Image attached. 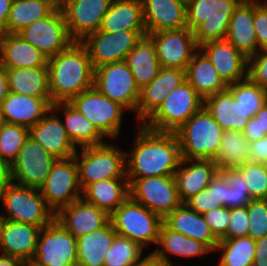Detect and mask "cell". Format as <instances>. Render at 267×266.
Wrapping results in <instances>:
<instances>
[{
    "mask_svg": "<svg viewBox=\"0 0 267 266\" xmlns=\"http://www.w3.org/2000/svg\"><path fill=\"white\" fill-rule=\"evenodd\" d=\"M137 131L130 155L125 152L126 178L174 176L182 159L175 133L153 131L142 124Z\"/></svg>",
    "mask_w": 267,
    "mask_h": 266,
    "instance_id": "1",
    "label": "cell"
},
{
    "mask_svg": "<svg viewBox=\"0 0 267 266\" xmlns=\"http://www.w3.org/2000/svg\"><path fill=\"white\" fill-rule=\"evenodd\" d=\"M51 103L69 102L93 87L94 68L86 48L73 42L47 63Z\"/></svg>",
    "mask_w": 267,
    "mask_h": 266,
    "instance_id": "2",
    "label": "cell"
},
{
    "mask_svg": "<svg viewBox=\"0 0 267 266\" xmlns=\"http://www.w3.org/2000/svg\"><path fill=\"white\" fill-rule=\"evenodd\" d=\"M224 130L203 106L174 133L182 159L213 160Z\"/></svg>",
    "mask_w": 267,
    "mask_h": 266,
    "instance_id": "3",
    "label": "cell"
},
{
    "mask_svg": "<svg viewBox=\"0 0 267 266\" xmlns=\"http://www.w3.org/2000/svg\"><path fill=\"white\" fill-rule=\"evenodd\" d=\"M124 150L113 143L82 147L76 151L79 183L82 190L89 184L112 178H126Z\"/></svg>",
    "mask_w": 267,
    "mask_h": 266,
    "instance_id": "4",
    "label": "cell"
},
{
    "mask_svg": "<svg viewBox=\"0 0 267 266\" xmlns=\"http://www.w3.org/2000/svg\"><path fill=\"white\" fill-rule=\"evenodd\" d=\"M203 106L204 99L185 81L167 95L142 125L153 131L175 132Z\"/></svg>",
    "mask_w": 267,
    "mask_h": 266,
    "instance_id": "5",
    "label": "cell"
},
{
    "mask_svg": "<svg viewBox=\"0 0 267 266\" xmlns=\"http://www.w3.org/2000/svg\"><path fill=\"white\" fill-rule=\"evenodd\" d=\"M110 221L117 235L129 238L142 248L158 243L163 219L142 204L128 197L111 215Z\"/></svg>",
    "mask_w": 267,
    "mask_h": 266,
    "instance_id": "6",
    "label": "cell"
},
{
    "mask_svg": "<svg viewBox=\"0 0 267 266\" xmlns=\"http://www.w3.org/2000/svg\"><path fill=\"white\" fill-rule=\"evenodd\" d=\"M1 203L8 212L7 215H2L5 220L43 228L55 218V213L36 188L12 183L1 195Z\"/></svg>",
    "mask_w": 267,
    "mask_h": 266,
    "instance_id": "7",
    "label": "cell"
},
{
    "mask_svg": "<svg viewBox=\"0 0 267 266\" xmlns=\"http://www.w3.org/2000/svg\"><path fill=\"white\" fill-rule=\"evenodd\" d=\"M76 238L55 218L41 228L31 260L35 266H77Z\"/></svg>",
    "mask_w": 267,
    "mask_h": 266,
    "instance_id": "8",
    "label": "cell"
},
{
    "mask_svg": "<svg viewBox=\"0 0 267 266\" xmlns=\"http://www.w3.org/2000/svg\"><path fill=\"white\" fill-rule=\"evenodd\" d=\"M128 183L129 197L162 219L182 204L174 176L128 179Z\"/></svg>",
    "mask_w": 267,
    "mask_h": 266,
    "instance_id": "9",
    "label": "cell"
},
{
    "mask_svg": "<svg viewBox=\"0 0 267 266\" xmlns=\"http://www.w3.org/2000/svg\"><path fill=\"white\" fill-rule=\"evenodd\" d=\"M93 87L126 110L136 112L140 89L124 61L105 64L94 69Z\"/></svg>",
    "mask_w": 267,
    "mask_h": 266,
    "instance_id": "10",
    "label": "cell"
},
{
    "mask_svg": "<svg viewBox=\"0 0 267 266\" xmlns=\"http://www.w3.org/2000/svg\"><path fill=\"white\" fill-rule=\"evenodd\" d=\"M69 103L90 120L105 138L113 140L120 134L125 108L99 93L94 87L73 97Z\"/></svg>",
    "mask_w": 267,
    "mask_h": 266,
    "instance_id": "11",
    "label": "cell"
},
{
    "mask_svg": "<svg viewBox=\"0 0 267 266\" xmlns=\"http://www.w3.org/2000/svg\"><path fill=\"white\" fill-rule=\"evenodd\" d=\"M146 31H95L80 43L86 48L94 69L114 62L124 61L134 46L146 36Z\"/></svg>",
    "mask_w": 267,
    "mask_h": 266,
    "instance_id": "12",
    "label": "cell"
},
{
    "mask_svg": "<svg viewBox=\"0 0 267 266\" xmlns=\"http://www.w3.org/2000/svg\"><path fill=\"white\" fill-rule=\"evenodd\" d=\"M39 191L55 214L81 198L82 188L75 158L57 160Z\"/></svg>",
    "mask_w": 267,
    "mask_h": 266,
    "instance_id": "13",
    "label": "cell"
},
{
    "mask_svg": "<svg viewBox=\"0 0 267 266\" xmlns=\"http://www.w3.org/2000/svg\"><path fill=\"white\" fill-rule=\"evenodd\" d=\"M18 34L47 59L66 50L74 42L68 34L60 6H56L46 17L36 20Z\"/></svg>",
    "mask_w": 267,
    "mask_h": 266,
    "instance_id": "14",
    "label": "cell"
},
{
    "mask_svg": "<svg viewBox=\"0 0 267 266\" xmlns=\"http://www.w3.org/2000/svg\"><path fill=\"white\" fill-rule=\"evenodd\" d=\"M56 161L40 144L28 137L11 164L13 183L40 189Z\"/></svg>",
    "mask_w": 267,
    "mask_h": 266,
    "instance_id": "15",
    "label": "cell"
},
{
    "mask_svg": "<svg viewBox=\"0 0 267 266\" xmlns=\"http://www.w3.org/2000/svg\"><path fill=\"white\" fill-rule=\"evenodd\" d=\"M155 45L156 55L163 68L186 70L193 54L199 49L194 32L185 27L147 33Z\"/></svg>",
    "mask_w": 267,
    "mask_h": 266,
    "instance_id": "16",
    "label": "cell"
},
{
    "mask_svg": "<svg viewBox=\"0 0 267 266\" xmlns=\"http://www.w3.org/2000/svg\"><path fill=\"white\" fill-rule=\"evenodd\" d=\"M113 0H65L60 8L64 14L68 34L74 42L98 31L102 18Z\"/></svg>",
    "mask_w": 267,
    "mask_h": 266,
    "instance_id": "17",
    "label": "cell"
},
{
    "mask_svg": "<svg viewBox=\"0 0 267 266\" xmlns=\"http://www.w3.org/2000/svg\"><path fill=\"white\" fill-rule=\"evenodd\" d=\"M199 49L227 85L247 78L248 58L226 39L207 41L199 45Z\"/></svg>",
    "mask_w": 267,
    "mask_h": 266,
    "instance_id": "18",
    "label": "cell"
},
{
    "mask_svg": "<svg viewBox=\"0 0 267 266\" xmlns=\"http://www.w3.org/2000/svg\"><path fill=\"white\" fill-rule=\"evenodd\" d=\"M185 81L186 70L160 67L157 76L140 89L136 109L137 121L143 124L159 108L167 95Z\"/></svg>",
    "mask_w": 267,
    "mask_h": 266,
    "instance_id": "19",
    "label": "cell"
},
{
    "mask_svg": "<svg viewBox=\"0 0 267 266\" xmlns=\"http://www.w3.org/2000/svg\"><path fill=\"white\" fill-rule=\"evenodd\" d=\"M51 112L52 109L48 111L49 115L46 113L34 126L29 128V137L57 160L72 158L78 148L68 137L59 115Z\"/></svg>",
    "mask_w": 267,
    "mask_h": 266,
    "instance_id": "20",
    "label": "cell"
},
{
    "mask_svg": "<svg viewBox=\"0 0 267 266\" xmlns=\"http://www.w3.org/2000/svg\"><path fill=\"white\" fill-rule=\"evenodd\" d=\"M55 219L77 239L105 226L110 221V215L81 197L61 208Z\"/></svg>",
    "mask_w": 267,
    "mask_h": 266,
    "instance_id": "21",
    "label": "cell"
},
{
    "mask_svg": "<svg viewBox=\"0 0 267 266\" xmlns=\"http://www.w3.org/2000/svg\"><path fill=\"white\" fill-rule=\"evenodd\" d=\"M147 33L187 27V5L178 0H141Z\"/></svg>",
    "mask_w": 267,
    "mask_h": 266,
    "instance_id": "22",
    "label": "cell"
},
{
    "mask_svg": "<svg viewBox=\"0 0 267 266\" xmlns=\"http://www.w3.org/2000/svg\"><path fill=\"white\" fill-rule=\"evenodd\" d=\"M40 230V227L31 224L4 219L0 231L2 255L18 258L25 263L31 262Z\"/></svg>",
    "mask_w": 267,
    "mask_h": 266,
    "instance_id": "23",
    "label": "cell"
},
{
    "mask_svg": "<svg viewBox=\"0 0 267 266\" xmlns=\"http://www.w3.org/2000/svg\"><path fill=\"white\" fill-rule=\"evenodd\" d=\"M218 173L219 168L213 160L181 159L174 173L180 201L184 203L205 189Z\"/></svg>",
    "mask_w": 267,
    "mask_h": 266,
    "instance_id": "24",
    "label": "cell"
},
{
    "mask_svg": "<svg viewBox=\"0 0 267 266\" xmlns=\"http://www.w3.org/2000/svg\"><path fill=\"white\" fill-rule=\"evenodd\" d=\"M51 97H31L9 92L0 104L7 123L34 126L51 109Z\"/></svg>",
    "mask_w": 267,
    "mask_h": 266,
    "instance_id": "25",
    "label": "cell"
},
{
    "mask_svg": "<svg viewBox=\"0 0 267 266\" xmlns=\"http://www.w3.org/2000/svg\"><path fill=\"white\" fill-rule=\"evenodd\" d=\"M225 39L247 58L259 51L254 29V1H241L234 9Z\"/></svg>",
    "mask_w": 267,
    "mask_h": 266,
    "instance_id": "26",
    "label": "cell"
},
{
    "mask_svg": "<svg viewBox=\"0 0 267 266\" xmlns=\"http://www.w3.org/2000/svg\"><path fill=\"white\" fill-rule=\"evenodd\" d=\"M48 59L19 34H0V64L5 68L47 67Z\"/></svg>",
    "mask_w": 267,
    "mask_h": 266,
    "instance_id": "27",
    "label": "cell"
},
{
    "mask_svg": "<svg viewBox=\"0 0 267 266\" xmlns=\"http://www.w3.org/2000/svg\"><path fill=\"white\" fill-rule=\"evenodd\" d=\"M163 224L171 231L204 243L215 252L219 240L213 235L203 215L191 210L184 203L169 213L163 219Z\"/></svg>",
    "mask_w": 267,
    "mask_h": 266,
    "instance_id": "28",
    "label": "cell"
},
{
    "mask_svg": "<svg viewBox=\"0 0 267 266\" xmlns=\"http://www.w3.org/2000/svg\"><path fill=\"white\" fill-rule=\"evenodd\" d=\"M204 107L224 131L243 132L251 118L228 89L208 96Z\"/></svg>",
    "mask_w": 267,
    "mask_h": 266,
    "instance_id": "29",
    "label": "cell"
},
{
    "mask_svg": "<svg viewBox=\"0 0 267 266\" xmlns=\"http://www.w3.org/2000/svg\"><path fill=\"white\" fill-rule=\"evenodd\" d=\"M52 111H63V126L75 147L97 146L106 143L105 137L97 130L93 123L82 115L69 102H56L51 106ZM104 138V139H103ZM77 145V146H76Z\"/></svg>",
    "mask_w": 267,
    "mask_h": 266,
    "instance_id": "30",
    "label": "cell"
},
{
    "mask_svg": "<svg viewBox=\"0 0 267 266\" xmlns=\"http://www.w3.org/2000/svg\"><path fill=\"white\" fill-rule=\"evenodd\" d=\"M99 31H146L141 0H113Z\"/></svg>",
    "mask_w": 267,
    "mask_h": 266,
    "instance_id": "31",
    "label": "cell"
},
{
    "mask_svg": "<svg viewBox=\"0 0 267 266\" xmlns=\"http://www.w3.org/2000/svg\"><path fill=\"white\" fill-rule=\"evenodd\" d=\"M158 247L151 253L156 259L172 265L169 254L183 258H193L212 252L204 243L171 231L164 224L159 230Z\"/></svg>",
    "mask_w": 267,
    "mask_h": 266,
    "instance_id": "32",
    "label": "cell"
},
{
    "mask_svg": "<svg viewBox=\"0 0 267 266\" xmlns=\"http://www.w3.org/2000/svg\"><path fill=\"white\" fill-rule=\"evenodd\" d=\"M81 197L111 215L129 197L128 179L112 178L91 183L82 190Z\"/></svg>",
    "mask_w": 267,
    "mask_h": 266,
    "instance_id": "33",
    "label": "cell"
},
{
    "mask_svg": "<svg viewBox=\"0 0 267 266\" xmlns=\"http://www.w3.org/2000/svg\"><path fill=\"white\" fill-rule=\"evenodd\" d=\"M186 81L203 99L224 91L228 87L200 49L193 54L186 68Z\"/></svg>",
    "mask_w": 267,
    "mask_h": 266,
    "instance_id": "34",
    "label": "cell"
},
{
    "mask_svg": "<svg viewBox=\"0 0 267 266\" xmlns=\"http://www.w3.org/2000/svg\"><path fill=\"white\" fill-rule=\"evenodd\" d=\"M117 233L111 221L76 239L77 266H104L106 254Z\"/></svg>",
    "mask_w": 267,
    "mask_h": 266,
    "instance_id": "35",
    "label": "cell"
},
{
    "mask_svg": "<svg viewBox=\"0 0 267 266\" xmlns=\"http://www.w3.org/2000/svg\"><path fill=\"white\" fill-rule=\"evenodd\" d=\"M124 62L130 68L139 89L148 85L160 70L155 45L147 35L128 53Z\"/></svg>",
    "mask_w": 267,
    "mask_h": 266,
    "instance_id": "36",
    "label": "cell"
},
{
    "mask_svg": "<svg viewBox=\"0 0 267 266\" xmlns=\"http://www.w3.org/2000/svg\"><path fill=\"white\" fill-rule=\"evenodd\" d=\"M9 92L31 97H50L48 68H6Z\"/></svg>",
    "mask_w": 267,
    "mask_h": 266,
    "instance_id": "37",
    "label": "cell"
},
{
    "mask_svg": "<svg viewBox=\"0 0 267 266\" xmlns=\"http://www.w3.org/2000/svg\"><path fill=\"white\" fill-rule=\"evenodd\" d=\"M240 0L212 1L211 18L201 23L193 32L197 45L226 38L229 22Z\"/></svg>",
    "mask_w": 267,
    "mask_h": 266,
    "instance_id": "38",
    "label": "cell"
},
{
    "mask_svg": "<svg viewBox=\"0 0 267 266\" xmlns=\"http://www.w3.org/2000/svg\"><path fill=\"white\" fill-rule=\"evenodd\" d=\"M55 7L51 0H13L6 33L18 34L36 20L46 17Z\"/></svg>",
    "mask_w": 267,
    "mask_h": 266,
    "instance_id": "39",
    "label": "cell"
},
{
    "mask_svg": "<svg viewBox=\"0 0 267 266\" xmlns=\"http://www.w3.org/2000/svg\"><path fill=\"white\" fill-rule=\"evenodd\" d=\"M249 144L243 132L224 131L218 153L213 161L219 169L238 168L250 161Z\"/></svg>",
    "mask_w": 267,
    "mask_h": 266,
    "instance_id": "40",
    "label": "cell"
},
{
    "mask_svg": "<svg viewBox=\"0 0 267 266\" xmlns=\"http://www.w3.org/2000/svg\"><path fill=\"white\" fill-rule=\"evenodd\" d=\"M221 174V202L227 208L247 206L252 198L238 168L219 169Z\"/></svg>",
    "mask_w": 267,
    "mask_h": 266,
    "instance_id": "41",
    "label": "cell"
},
{
    "mask_svg": "<svg viewBox=\"0 0 267 266\" xmlns=\"http://www.w3.org/2000/svg\"><path fill=\"white\" fill-rule=\"evenodd\" d=\"M256 240L251 237L220 239L215 251H222L218 266H245L254 262Z\"/></svg>",
    "mask_w": 267,
    "mask_h": 266,
    "instance_id": "42",
    "label": "cell"
},
{
    "mask_svg": "<svg viewBox=\"0 0 267 266\" xmlns=\"http://www.w3.org/2000/svg\"><path fill=\"white\" fill-rule=\"evenodd\" d=\"M143 250L129 238L116 235L106 254L104 266H136L143 259Z\"/></svg>",
    "mask_w": 267,
    "mask_h": 266,
    "instance_id": "43",
    "label": "cell"
},
{
    "mask_svg": "<svg viewBox=\"0 0 267 266\" xmlns=\"http://www.w3.org/2000/svg\"><path fill=\"white\" fill-rule=\"evenodd\" d=\"M227 89L251 117L267 102V90L252 83L248 78L229 84Z\"/></svg>",
    "mask_w": 267,
    "mask_h": 266,
    "instance_id": "44",
    "label": "cell"
},
{
    "mask_svg": "<svg viewBox=\"0 0 267 266\" xmlns=\"http://www.w3.org/2000/svg\"><path fill=\"white\" fill-rule=\"evenodd\" d=\"M28 137L29 128L6 122L0 129V159L12 164Z\"/></svg>",
    "mask_w": 267,
    "mask_h": 266,
    "instance_id": "45",
    "label": "cell"
},
{
    "mask_svg": "<svg viewBox=\"0 0 267 266\" xmlns=\"http://www.w3.org/2000/svg\"><path fill=\"white\" fill-rule=\"evenodd\" d=\"M221 174L211 180L209 186L187 199L184 204L199 214H204L216 207L223 206L221 202Z\"/></svg>",
    "mask_w": 267,
    "mask_h": 266,
    "instance_id": "46",
    "label": "cell"
},
{
    "mask_svg": "<svg viewBox=\"0 0 267 266\" xmlns=\"http://www.w3.org/2000/svg\"><path fill=\"white\" fill-rule=\"evenodd\" d=\"M252 200L267 199V165L248 161L238 167Z\"/></svg>",
    "mask_w": 267,
    "mask_h": 266,
    "instance_id": "47",
    "label": "cell"
},
{
    "mask_svg": "<svg viewBox=\"0 0 267 266\" xmlns=\"http://www.w3.org/2000/svg\"><path fill=\"white\" fill-rule=\"evenodd\" d=\"M248 237L258 240L267 236V199L252 200L247 205Z\"/></svg>",
    "mask_w": 267,
    "mask_h": 266,
    "instance_id": "48",
    "label": "cell"
},
{
    "mask_svg": "<svg viewBox=\"0 0 267 266\" xmlns=\"http://www.w3.org/2000/svg\"><path fill=\"white\" fill-rule=\"evenodd\" d=\"M247 78L267 90V49L248 57Z\"/></svg>",
    "mask_w": 267,
    "mask_h": 266,
    "instance_id": "49",
    "label": "cell"
},
{
    "mask_svg": "<svg viewBox=\"0 0 267 266\" xmlns=\"http://www.w3.org/2000/svg\"><path fill=\"white\" fill-rule=\"evenodd\" d=\"M248 227L247 206L232 208L227 233L221 239L248 237Z\"/></svg>",
    "mask_w": 267,
    "mask_h": 266,
    "instance_id": "50",
    "label": "cell"
},
{
    "mask_svg": "<svg viewBox=\"0 0 267 266\" xmlns=\"http://www.w3.org/2000/svg\"><path fill=\"white\" fill-rule=\"evenodd\" d=\"M212 1L190 0L187 4V28L194 31L201 23L211 18Z\"/></svg>",
    "mask_w": 267,
    "mask_h": 266,
    "instance_id": "51",
    "label": "cell"
},
{
    "mask_svg": "<svg viewBox=\"0 0 267 266\" xmlns=\"http://www.w3.org/2000/svg\"><path fill=\"white\" fill-rule=\"evenodd\" d=\"M202 215L205 222L209 225L213 235L220 240L228 230L230 208L225 206L216 207Z\"/></svg>",
    "mask_w": 267,
    "mask_h": 266,
    "instance_id": "52",
    "label": "cell"
},
{
    "mask_svg": "<svg viewBox=\"0 0 267 266\" xmlns=\"http://www.w3.org/2000/svg\"><path fill=\"white\" fill-rule=\"evenodd\" d=\"M243 134L250 143L267 136V102L249 119Z\"/></svg>",
    "mask_w": 267,
    "mask_h": 266,
    "instance_id": "53",
    "label": "cell"
},
{
    "mask_svg": "<svg viewBox=\"0 0 267 266\" xmlns=\"http://www.w3.org/2000/svg\"><path fill=\"white\" fill-rule=\"evenodd\" d=\"M254 29L259 50L267 49V3L254 1Z\"/></svg>",
    "mask_w": 267,
    "mask_h": 266,
    "instance_id": "54",
    "label": "cell"
},
{
    "mask_svg": "<svg viewBox=\"0 0 267 266\" xmlns=\"http://www.w3.org/2000/svg\"><path fill=\"white\" fill-rule=\"evenodd\" d=\"M250 161L267 165V136L249 144Z\"/></svg>",
    "mask_w": 267,
    "mask_h": 266,
    "instance_id": "55",
    "label": "cell"
},
{
    "mask_svg": "<svg viewBox=\"0 0 267 266\" xmlns=\"http://www.w3.org/2000/svg\"><path fill=\"white\" fill-rule=\"evenodd\" d=\"M12 183L13 177L11 164L0 159V197Z\"/></svg>",
    "mask_w": 267,
    "mask_h": 266,
    "instance_id": "56",
    "label": "cell"
},
{
    "mask_svg": "<svg viewBox=\"0 0 267 266\" xmlns=\"http://www.w3.org/2000/svg\"><path fill=\"white\" fill-rule=\"evenodd\" d=\"M254 266H267V236L256 240Z\"/></svg>",
    "mask_w": 267,
    "mask_h": 266,
    "instance_id": "57",
    "label": "cell"
},
{
    "mask_svg": "<svg viewBox=\"0 0 267 266\" xmlns=\"http://www.w3.org/2000/svg\"><path fill=\"white\" fill-rule=\"evenodd\" d=\"M13 0H0V34L6 32V22Z\"/></svg>",
    "mask_w": 267,
    "mask_h": 266,
    "instance_id": "58",
    "label": "cell"
},
{
    "mask_svg": "<svg viewBox=\"0 0 267 266\" xmlns=\"http://www.w3.org/2000/svg\"><path fill=\"white\" fill-rule=\"evenodd\" d=\"M9 87L7 82L6 68L0 64V104L8 95Z\"/></svg>",
    "mask_w": 267,
    "mask_h": 266,
    "instance_id": "59",
    "label": "cell"
},
{
    "mask_svg": "<svg viewBox=\"0 0 267 266\" xmlns=\"http://www.w3.org/2000/svg\"><path fill=\"white\" fill-rule=\"evenodd\" d=\"M136 266H173L156 259L151 253L146 255Z\"/></svg>",
    "mask_w": 267,
    "mask_h": 266,
    "instance_id": "60",
    "label": "cell"
},
{
    "mask_svg": "<svg viewBox=\"0 0 267 266\" xmlns=\"http://www.w3.org/2000/svg\"><path fill=\"white\" fill-rule=\"evenodd\" d=\"M0 266H25V262L18 258L1 254Z\"/></svg>",
    "mask_w": 267,
    "mask_h": 266,
    "instance_id": "61",
    "label": "cell"
},
{
    "mask_svg": "<svg viewBox=\"0 0 267 266\" xmlns=\"http://www.w3.org/2000/svg\"><path fill=\"white\" fill-rule=\"evenodd\" d=\"M6 123L5 119H4V115L3 113L1 112V109H0V129L2 128V126Z\"/></svg>",
    "mask_w": 267,
    "mask_h": 266,
    "instance_id": "62",
    "label": "cell"
},
{
    "mask_svg": "<svg viewBox=\"0 0 267 266\" xmlns=\"http://www.w3.org/2000/svg\"><path fill=\"white\" fill-rule=\"evenodd\" d=\"M56 6H60L65 0H51Z\"/></svg>",
    "mask_w": 267,
    "mask_h": 266,
    "instance_id": "63",
    "label": "cell"
},
{
    "mask_svg": "<svg viewBox=\"0 0 267 266\" xmlns=\"http://www.w3.org/2000/svg\"><path fill=\"white\" fill-rule=\"evenodd\" d=\"M4 218L2 216V213H0V231H1V226L3 224Z\"/></svg>",
    "mask_w": 267,
    "mask_h": 266,
    "instance_id": "64",
    "label": "cell"
},
{
    "mask_svg": "<svg viewBox=\"0 0 267 266\" xmlns=\"http://www.w3.org/2000/svg\"><path fill=\"white\" fill-rule=\"evenodd\" d=\"M25 266H35V265L33 263H31V262H26Z\"/></svg>",
    "mask_w": 267,
    "mask_h": 266,
    "instance_id": "65",
    "label": "cell"
},
{
    "mask_svg": "<svg viewBox=\"0 0 267 266\" xmlns=\"http://www.w3.org/2000/svg\"><path fill=\"white\" fill-rule=\"evenodd\" d=\"M256 2H258V3H267V0H256Z\"/></svg>",
    "mask_w": 267,
    "mask_h": 266,
    "instance_id": "66",
    "label": "cell"
},
{
    "mask_svg": "<svg viewBox=\"0 0 267 266\" xmlns=\"http://www.w3.org/2000/svg\"><path fill=\"white\" fill-rule=\"evenodd\" d=\"M178 1H181V2H183V3H185L187 5L190 0H178Z\"/></svg>",
    "mask_w": 267,
    "mask_h": 266,
    "instance_id": "67",
    "label": "cell"
},
{
    "mask_svg": "<svg viewBox=\"0 0 267 266\" xmlns=\"http://www.w3.org/2000/svg\"><path fill=\"white\" fill-rule=\"evenodd\" d=\"M240 1H255L256 2V0H240Z\"/></svg>",
    "mask_w": 267,
    "mask_h": 266,
    "instance_id": "68",
    "label": "cell"
},
{
    "mask_svg": "<svg viewBox=\"0 0 267 266\" xmlns=\"http://www.w3.org/2000/svg\"><path fill=\"white\" fill-rule=\"evenodd\" d=\"M245 266H254V264H253V263H251V264H248V265H245Z\"/></svg>",
    "mask_w": 267,
    "mask_h": 266,
    "instance_id": "69",
    "label": "cell"
}]
</instances>
